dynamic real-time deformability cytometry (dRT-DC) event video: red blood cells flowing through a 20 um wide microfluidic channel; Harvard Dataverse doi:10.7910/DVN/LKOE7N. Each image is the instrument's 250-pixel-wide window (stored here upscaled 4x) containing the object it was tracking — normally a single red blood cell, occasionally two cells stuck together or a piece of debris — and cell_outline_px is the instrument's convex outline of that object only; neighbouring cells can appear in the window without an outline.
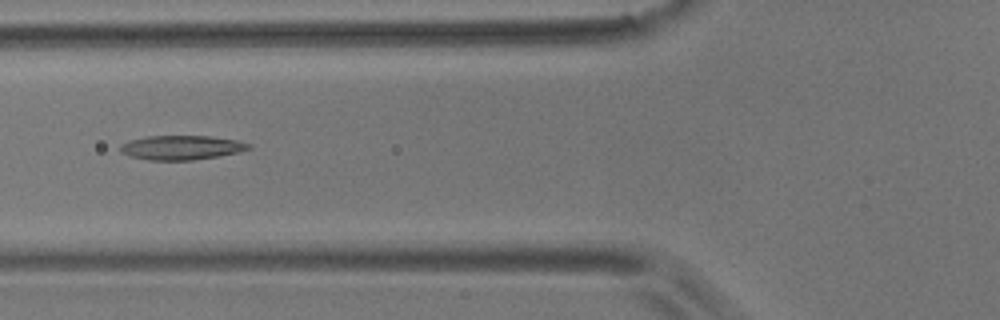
{"species": "common noctule bat (a hibernating species)", "species_latin": "Nyctalus noctula", "temperature_condition": "room temperature", "stored_images_in_passage": 9, "camera_frame_rate_fps": 3000, "um_per_image_px": 0.085, "animal": {"sex": "male", "body_mass_g": 17.9}, "frame": {"image": 1, "passage_image": 6, "time_ms": 1.667, "image_size_px": [1000, 320], "cell_outline_px": [[252, 148], [240, 152], [192, 160], [148, 160], [128, 156], [120, 152], [120, 144], [128, 140], [148, 136], [208, 136], [236, 140], [252, 144]], "centroid_in_image_um": [15.39, 12.54], "position_along_channel_um": 110.4, "area_um2": 18.26}}
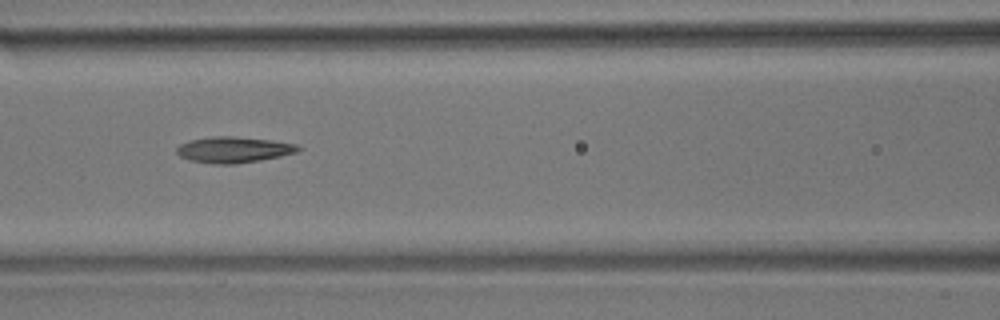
{"frame": {"image": 2, "passage_image": 7, "time_ms": 2.0, "image_size_px": [1000, 320], "cell_outline_px": [[300, 148], [296, 152], [280, 156], [260, 160], [236, 164], [212, 164], [188, 160], [180, 156], [176, 152], [176, 148], [180, 144], [192, 140], [216, 136], [232, 136], [268, 140], [296, 144]], "centroid_in_image_um": [19.81, 12.74], "position_along_channel_um": 146.8, "area_um2": 18.15}}
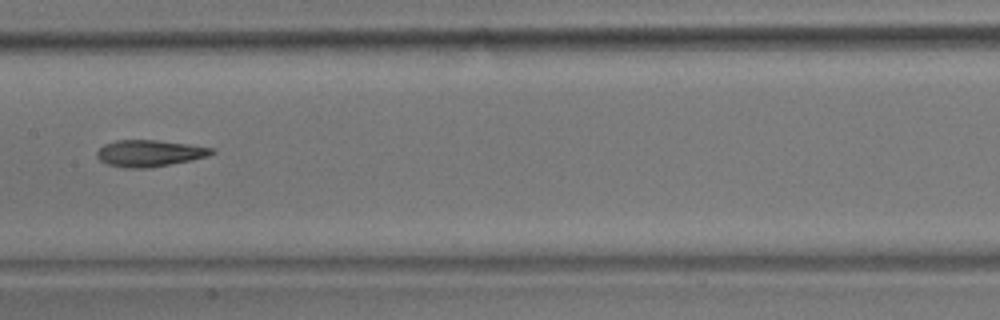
{"frame": {"image": 3, "passage_image": 8, "time_ms": 2.333, "image_size_px": [1000, 320], "cell_outline_px": [[216, 152], [208, 156], [192, 160], [148, 168], [124, 168], [104, 164], [96, 156], [96, 152], [104, 144], [116, 140], [156, 140], [188, 144], [212, 148]], "centroid_in_image_um": [12.67, 13.03], "position_along_channel_um": 194.7, "area_um2": 17.86}}